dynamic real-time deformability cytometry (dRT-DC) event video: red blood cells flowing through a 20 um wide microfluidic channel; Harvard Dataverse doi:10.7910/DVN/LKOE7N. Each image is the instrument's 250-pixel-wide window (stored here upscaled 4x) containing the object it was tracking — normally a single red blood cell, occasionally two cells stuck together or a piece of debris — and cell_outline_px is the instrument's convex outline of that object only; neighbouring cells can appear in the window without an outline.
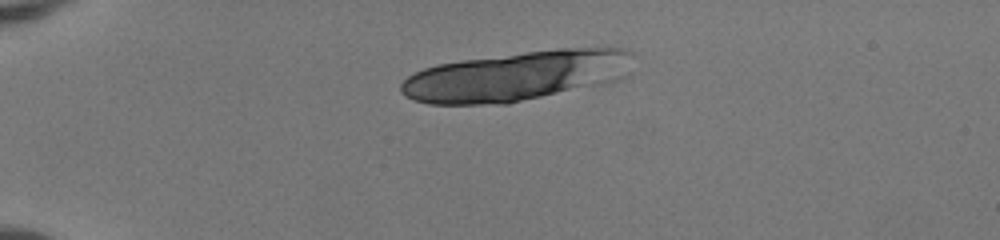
{"species": "human", "species_latin": "Homo sapiens", "temperature_condition": "room temperature", "stored_images_in_passage": 20, "camera_frame_rate_fps": 3000, "um_per_image_px": 0.085, "donor": {"sex": "female"}, "frame": {"image": 1, "passage_image": 12, "time_ms": 3.667, "image_size_px": [1000, 240], "cell_outline_px": [[632, 52], [588, 84], [508, 104], [428, 104], [412, 100], [404, 96], [400, 92], [400, 84], [408, 76], [424, 68], [436, 64], [464, 60], [560, 48], [624, 48]], "centroid_in_image_um": [43.31, 6.48], "position_along_channel_um": 41.7, "area_um2": 62.48}}